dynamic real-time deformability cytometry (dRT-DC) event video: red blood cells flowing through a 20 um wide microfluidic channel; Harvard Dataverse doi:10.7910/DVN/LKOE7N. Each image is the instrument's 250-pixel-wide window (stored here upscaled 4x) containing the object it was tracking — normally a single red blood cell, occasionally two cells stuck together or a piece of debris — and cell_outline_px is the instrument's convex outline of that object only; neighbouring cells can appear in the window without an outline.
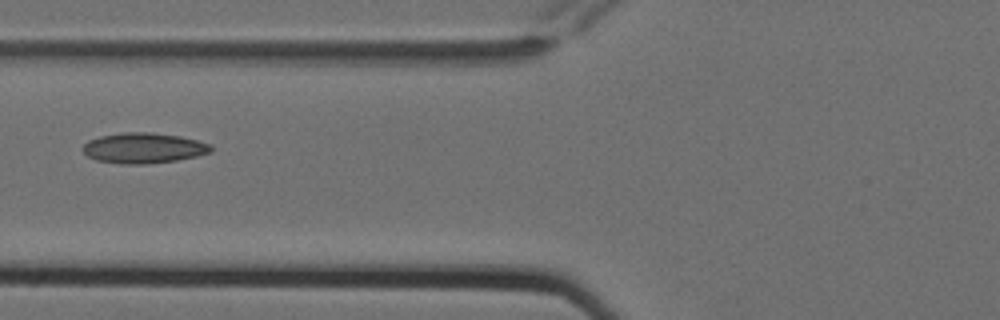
{"species": "Egyptian fruit bat (a non-hibernating species)", "species_latin": "Rousettus aegyptiacus", "temperature_condition": "cold", "stored_images_in_passage": 6, "camera_frame_rate_fps": 3000, "um_per_image_px": 0.085, "animal": {"sex": "female"}, "frame": {"image": 1, "passage_image": 6, "time_ms": 1.667, "image_size_px": [1000, 320], "cell_outline_px": [[212, 152], [196, 156], [176, 160], [144, 164], [120, 164], [96, 160], [88, 156], [84, 152], [84, 144], [88, 140], [100, 136], [124, 132], [152, 132], [180, 136], [212, 144]], "centroid_in_image_um": [12.22, 12.58], "position_along_channel_um": 113.6, "area_um2": 22.72}}